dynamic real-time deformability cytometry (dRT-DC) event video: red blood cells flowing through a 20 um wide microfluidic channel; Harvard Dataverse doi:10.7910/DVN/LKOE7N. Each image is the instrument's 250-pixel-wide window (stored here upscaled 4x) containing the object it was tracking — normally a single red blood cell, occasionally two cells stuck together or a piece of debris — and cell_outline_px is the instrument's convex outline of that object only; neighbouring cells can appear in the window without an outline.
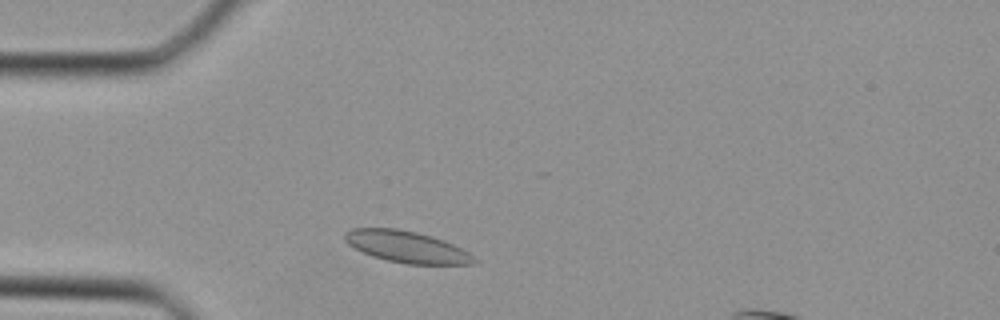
{"species": "Egyptian fruit bat (a non-hibernating species)", "species_latin": "Rousettus aegyptiacus", "temperature_condition": "cold", "stored_images_in_passage": 31, "camera_frame_rate_fps": 3000, "um_per_image_px": 0.085, "animal": {"sex": "female"}, "frame": {"image": 1, "passage_image": 2, "time_ms": 0.333, "image_size_px": [1000, 320], "cell_outline_px": [[480, 260], [472, 264], [404, 264], [372, 256], [348, 244], [344, 240], [344, 232], [352, 228], [396, 228], [416, 232], [432, 236], [444, 240], [468, 252]], "centroid_in_image_um": [34.58, 20.98], "position_along_channel_um": 50.4, "area_um2": 23.76}}
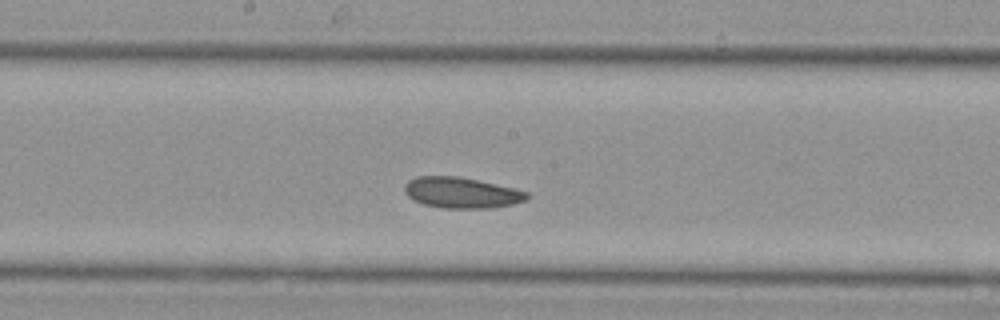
{"frame": {"image": 2, "passage_image": 12, "time_ms": 3.667, "image_size_px": [1000, 320], "cell_outline_px": [[528, 200], [512, 204], [492, 208], [444, 208], [424, 204], [408, 196], [404, 192], [404, 184], [408, 180], [416, 176], [456, 176], [476, 180], [512, 188], [528, 192]], "centroid_in_image_um": [39.2, 16.38], "position_along_channel_um": 209.0, "area_um2": 21.79}}
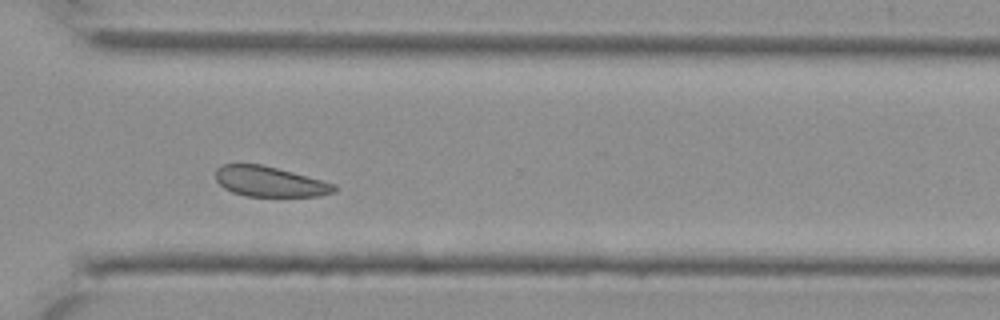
{"frame": {"image": 3, "passage_image": 20, "time_ms": 6.333, "image_size_px": [1000, 320], "cell_outline_px": [[336, 192], [320, 196], [244, 196], [232, 192], [224, 188], [216, 180], [216, 168], [224, 164], [260, 164], [292, 172], [336, 184]], "centroid_in_image_um": [22.92, 15.44], "position_along_channel_um": 347.7, "area_um2": 20.81}}